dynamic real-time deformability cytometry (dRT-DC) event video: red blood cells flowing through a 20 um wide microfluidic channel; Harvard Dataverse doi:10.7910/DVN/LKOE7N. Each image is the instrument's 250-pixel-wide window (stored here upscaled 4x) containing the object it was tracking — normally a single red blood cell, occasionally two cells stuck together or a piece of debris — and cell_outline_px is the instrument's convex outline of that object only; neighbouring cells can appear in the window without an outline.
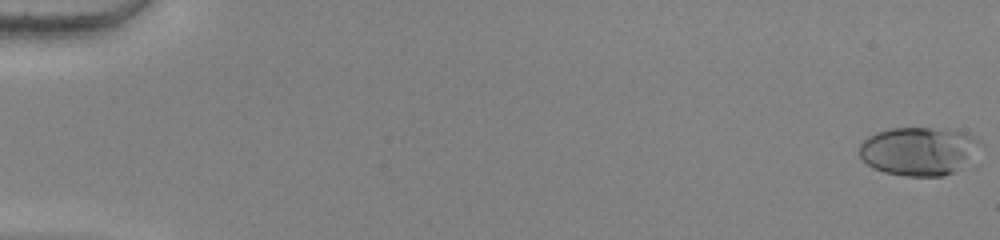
{"species": "human", "species_latin": "Homo sapiens", "temperature_condition": "warm", "stored_images_in_passage": 55, "camera_frame_rate_fps": 3000, "um_per_image_px": 0.085, "donor": {"sex": "female"}, "frame": {"image": 1, "passage_image": 1, "time_ms": 0.0, "image_size_px": [1000, 240], "cell_outline_px": [[984, 148], [980, 164], [976, 168], [944, 176], [904, 176], [884, 172], [872, 168], [860, 156], [860, 144], [868, 136], [876, 132], [892, 128], [932, 128], [968, 132], [980, 140]], "centroid_in_image_um": [78.36, 12.89], "position_along_channel_um": 6.6, "area_um2": 36.24}}
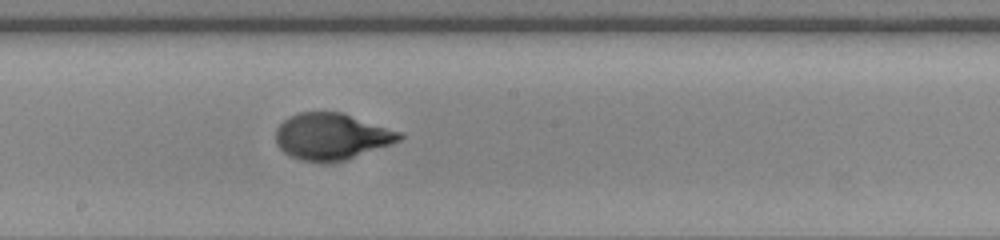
{"frame": {"image": 2, "passage_image": 32, "time_ms": 10.333, "image_size_px": [1000, 240], "cell_outline_px": [[404, 136], [400, 140], [344, 160], [300, 160], [288, 156], [276, 144], [276, 128], [288, 116], [300, 112], [340, 112], [404, 132]], "centroid_in_image_um": [28.17, 11.56], "position_along_channel_um": 220.0, "area_um2": 33.0}}
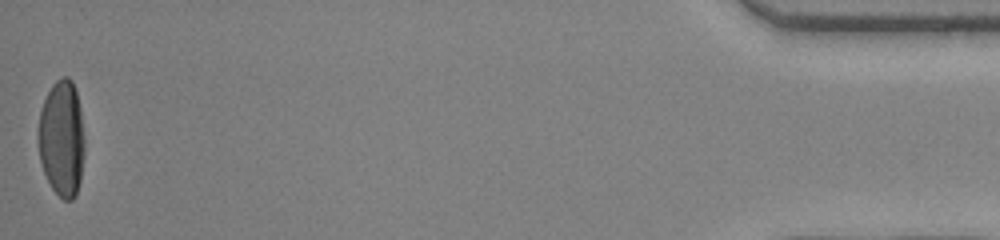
{"frame": {"image": 3, "passage_image": 55, "time_ms": 18.0, "image_size_px": [1000, 240], "cell_outline_px": [[84, 152], [80, 180], [76, 196], [72, 200], [64, 200], [52, 188], [44, 172], [40, 160], [36, 140], [36, 136], [40, 112], [44, 100], [52, 84], [60, 76], [68, 76], [72, 80], [76, 92], [80, 108], [84, 136]], "centroid_in_image_um": [5.23, 11.75], "position_along_channel_um": 430.0, "area_um2": 31.73}, "authors_computed_cell_mechanics": {"area_um2": 32.4836, "velocity_mm_per_s": 3.8662, "shape_relaxation_time_tau1_ms": 5.1511, "shape_relaxation_time_tau2_ms": null, "deformation_change_tau1": 0.2609, "deformation_change_tau2": null}}